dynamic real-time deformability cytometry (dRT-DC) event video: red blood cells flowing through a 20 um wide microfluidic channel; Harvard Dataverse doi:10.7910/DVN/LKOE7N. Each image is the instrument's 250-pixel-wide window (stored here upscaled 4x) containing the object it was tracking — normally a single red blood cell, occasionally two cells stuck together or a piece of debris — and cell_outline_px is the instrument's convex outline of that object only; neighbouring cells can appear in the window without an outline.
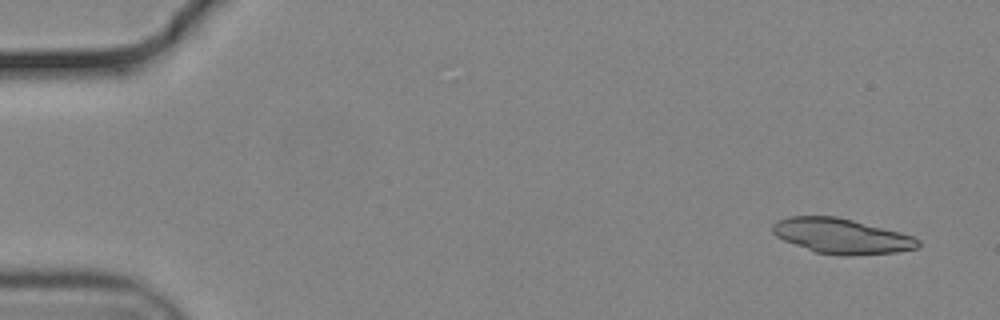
{"species": "common noctule bat (a hibernating species)", "species_latin": "Nyctalus noctula", "temperature_condition": "cold", "stored_images_in_passage": 54, "camera_frame_rate_fps": 3000, "um_per_image_px": 0.085, "animal": {"sex": "male", "body_mass_g": 19.2, "forearm_length_mm": 51.8}, "frame": {"image": 1, "passage_image": 3, "time_ms": 0.667, "image_size_px": [1000, 320], "cell_outline_px": [[920, 244], [916, 248], [896, 252], [852, 256], [844, 256], [816, 252], [784, 240], [776, 236], [772, 232], [772, 224], [776, 220], [788, 216], [836, 216], [900, 232], [912, 236], [920, 240]], "centroid_in_image_um": [71.51, 20.06], "position_along_channel_um": 13.5, "area_um2": 29.71}}
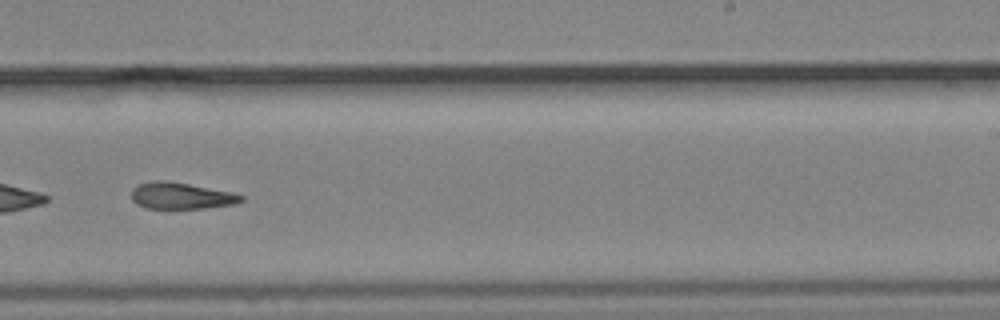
{"frame": {"image": 2, "passage_image": 35, "time_ms": 11.333, "image_size_px": [1000, 320], "cell_outline_px": [[244, 200], [232, 204], [208, 208], [148, 208], [136, 204], [132, 200], [132, 188], [136, 184], [152, 180], [160, 180], [188, 184], [232, 192], [244, 196]], "centroid_in_image_um": [15.36, 16.64], "position_along_channel_um": 273.6, "area_um2": 16.88}}
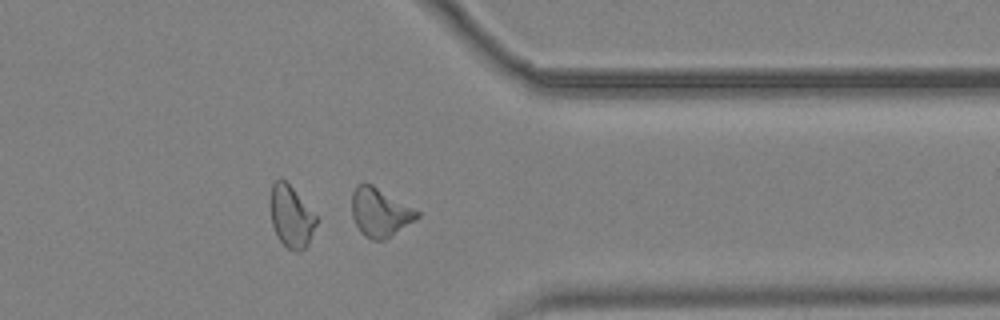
{"frame": {"image": 3, "passage_image": 44, "time_ms": 14.333, "image_size_px": [1000, 320], "cell_outline_px": [[420, 216], [384, 240], [372, 240], [364, 236], [360, 232], [352, 216], [352, 192], [356, 184], [364, 180], [372, 184], [420, 212]], "centroid_in_image_um": [32.24, 18.02], "position_along_channel_um": 379.2, "area_um2": 18.44}}